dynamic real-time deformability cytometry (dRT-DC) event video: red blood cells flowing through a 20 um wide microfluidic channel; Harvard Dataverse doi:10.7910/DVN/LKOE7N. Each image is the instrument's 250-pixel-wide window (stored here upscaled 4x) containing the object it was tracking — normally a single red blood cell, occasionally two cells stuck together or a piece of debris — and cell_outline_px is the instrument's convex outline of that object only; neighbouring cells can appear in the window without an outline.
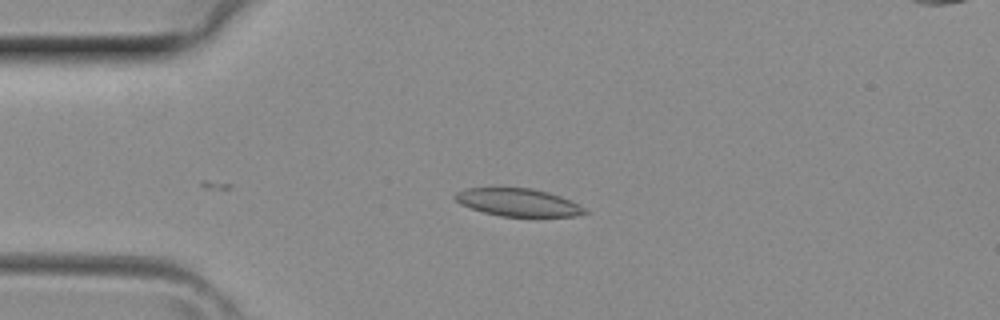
{"species": "common noctule bat (a hibernating species)", "species_latin": "Nyctalus noctula", "temperature_condition": "room temperature", "stored_images_in_passage": 4, "camera_frame_rate_fps": 3000, "um_per_image_px": 0.085, "animal": {"sex": "female", "body_mass_g": 29.2, "forearm_length_mm": 56.3}, "frame": {"image": 1, "passage_image": 3, "time_ms": 0.667, "image_size_px": [1000, 320], "cell_outline_px": [[588, 212], [576, 216], [500, 216], [484, 212], [460, 204], [452, 196], [456, 192], [468, 188], [532, 188], [548, 192], [572, 200], [584, 208]], "centroid_in_image_um": [44.04, 17.2], "position_along_channel_um": 41.0, "area_um2": 20.81}}